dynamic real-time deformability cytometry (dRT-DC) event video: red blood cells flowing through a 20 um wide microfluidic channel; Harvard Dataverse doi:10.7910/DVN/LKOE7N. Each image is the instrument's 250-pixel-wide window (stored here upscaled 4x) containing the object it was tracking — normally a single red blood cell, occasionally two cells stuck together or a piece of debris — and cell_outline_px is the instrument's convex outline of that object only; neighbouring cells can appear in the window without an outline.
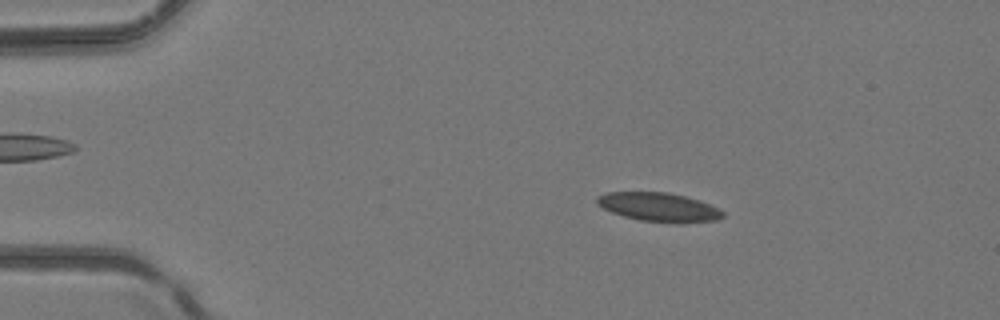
{"species": "common noctule bat (a hibernating species)", "species_latin": "Nyctalus noctula", "temperature_condition": "room temperature", "stored_images_in_passage": 3, "camera_frame_rate_fps": 3000, "um_per_image_px": 0.085, "animal": {"sex": "female", "body_mass_g": 24.6, "forearm_length_mm": 56.2}, "frame": {"image": 1, "passage_image": 2, "time_ms": 0.333, "image_size_px": [1000, 320], "cell_outline_px": [[724, 216], [716, 220], [680, 224], [676, 224], [640, 220], [624, 216], [612, 212], [596, 204], [596, 196], [608, 192], [668, 192], [684, 196], [708, 204], [724, 212]], "centroid_in_image_um": [55.98, 17.62], "position_along_channel_um": 29.0, "area_um2": 21.15}}